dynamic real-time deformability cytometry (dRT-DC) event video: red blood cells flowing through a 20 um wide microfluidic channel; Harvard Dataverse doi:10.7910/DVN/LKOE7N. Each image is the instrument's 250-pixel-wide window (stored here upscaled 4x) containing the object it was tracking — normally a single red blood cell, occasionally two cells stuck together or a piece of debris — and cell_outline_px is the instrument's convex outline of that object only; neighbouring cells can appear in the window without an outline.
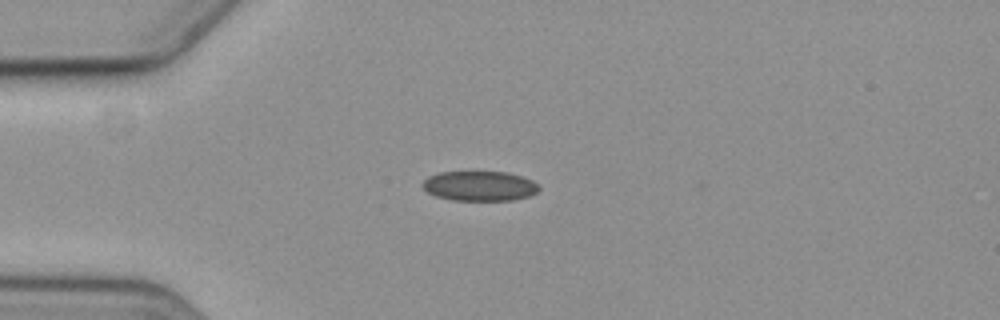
{"species": "common noctule bat (a hibernating species)", "species_latin": "Nyctalus noctula", "temperature_condition": "cold", "stored_images_in_passage": 6, "camera_frame_rate_fps": 3000, "um_per_image_px": 0.085, "animal": {"sex": "female", "body_mass_g": 19.3, "forearm_length_mm": 54.1}, "frame": {"image": 1, "passage_image": 4, "time_ms": 3.667, "image_size_px": [1000, 320], "cell_outline_px": [[540, 188], [536, 192], [528, 196], [512, 200], [452, 200], [436, 196], [428, 192], [424, 188], [424, 180], [428, 176], [440, 172], [472, 168], [508, 172], [532, 180]], "centroid_in_image_um": [40.74, 15.74], "position_along_channel_um": 44.3, "area_um2": 20.98}}
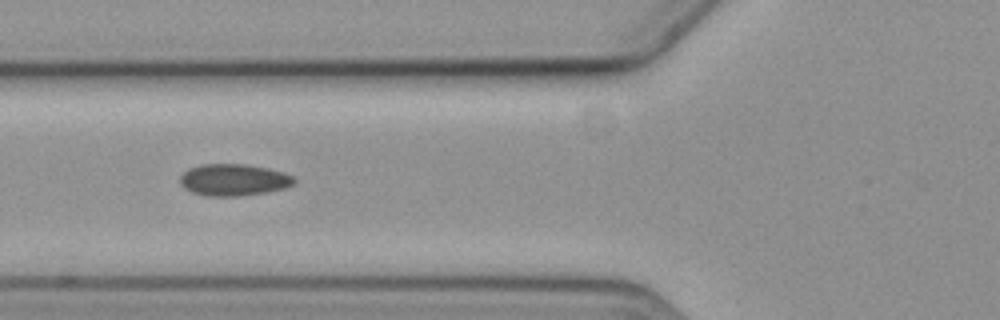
{"frame": {"image": 2, "passage_image": 6, "time_ms": 6.0, "image_size_px": [1000, 320], "cell_outline_px": [[296, 180], [292, 184], [284, 188], [268, 192], [240, 196], [208, 196], [192, 192], [184, 188], [180, 184], [180, 176], [188, 168], [200, 164], [248, 164], [268, 168], [284, 172], [292, 176]], "centroid_in_image_um": [19.85, 15.28], "position_along_channel_um": 106.0, "area_um2": 21.27}}